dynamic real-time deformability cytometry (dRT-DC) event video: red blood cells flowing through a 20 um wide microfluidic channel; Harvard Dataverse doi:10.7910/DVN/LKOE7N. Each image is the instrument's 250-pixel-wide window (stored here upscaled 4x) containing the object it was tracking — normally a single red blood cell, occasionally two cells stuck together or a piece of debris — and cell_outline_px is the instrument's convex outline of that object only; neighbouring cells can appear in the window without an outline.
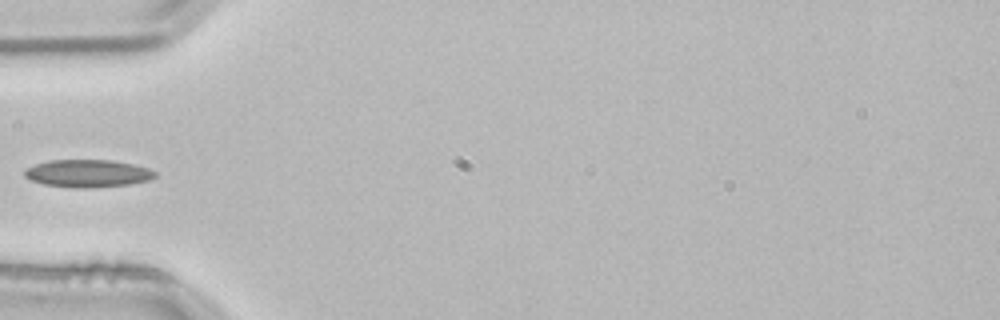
{"species": "common noctule bat (a hibernating species)", "species_latin": "Nyctalus noctula", "temperature_condition": "room temperature", "stored_images_in_passage": 1, "camera_frame_rate_fps": 3000, "um_per_image_px": 0.085, "animal": {"sex": "male", "body_mass_g": 21.5, "forearm_length_mm": 52.0}, "frame": {"image": 1, "passage_image": 1, "time_ms": 0.0, "image_size_px": [1000, 320], "cell_outline_px": [[156, 176], [148, 180], [128, 184], [88, 188], [76, 188], [44, 184], [32, 180], [24, 176], [24, 168], [48, 160], [112, 160], [136, 164], [148, 168], [156, 172]], "centroid_in_image_um": [7.45, 14.73], "position_along_channel_um": 77.6, "area_um2": 20.98}}